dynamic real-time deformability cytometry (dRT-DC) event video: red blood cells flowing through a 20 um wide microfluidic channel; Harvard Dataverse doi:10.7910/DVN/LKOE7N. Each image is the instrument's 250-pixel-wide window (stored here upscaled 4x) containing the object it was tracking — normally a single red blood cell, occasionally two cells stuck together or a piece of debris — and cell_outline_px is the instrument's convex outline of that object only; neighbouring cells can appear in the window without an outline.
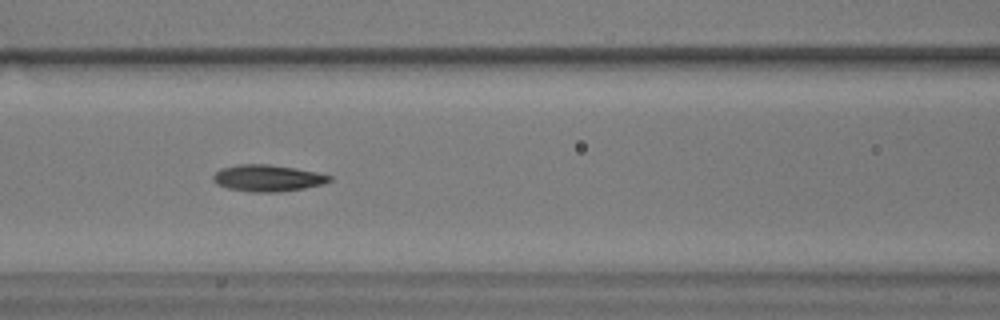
{"species": "common noctule bat (a hibernating species)", "species_latin": "Nyctalus noctula", "temperature_condition": "warm", "stored_images_in_passage": 24, "camera_frame_rate_fps": 3000, "um_per_image_px": 0.085, "animal": {"sex": "male", "body_mass_g": 17.9}, "frame": {"image": 1, "passage_image": 8, "time_ms": 2.333, "image_size_px": [1000, 320], "cell_outline_px": [[332, 180], [324, 184], [304, 188], [276, 192], [252, 192], [228, 188], [216, 184], [212, 180], [212, 176], [220, 168], [236, 164], [268, 164], [296, 168], [316, 172], [332, 176]], "centroid_in_image_um": [22.73, 15.13], "position_along_channel_um": 143.9, "area_um2": 18.15}}
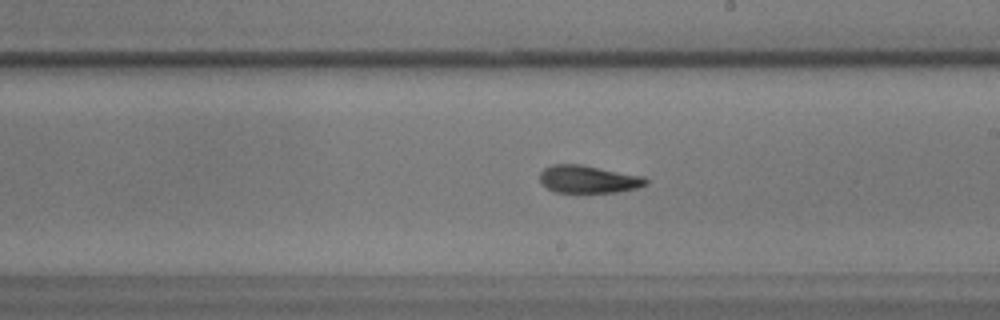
{"frame": {"image": 2, "passage_image": 16, "time_ms": 5.0, "image_size_px": [1000, 320], "cell_outline_px": [[648, 184], [636, 188], [620, 192], [556, 192], [548, 188], [540, 180], [540, 172], [544, 168], [552, 164], [580, 164], [644, 176], [648, 180]], "centroid_in_image_um": [50.03, 15.23], "position_along_channel_um": 239.0, "area_um2": 17.05}}
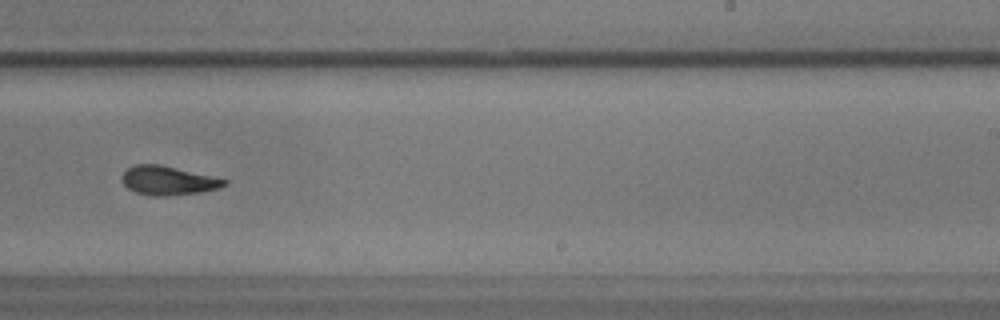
{"frame": {"image": 3, "passage_image": 19, "time_ms": 6.0, "image_size_px": [1000, 320], "cell_outline_px": [[228, 184], [220, 188], [200, 192], [168, 196], [156, 196], [136, 192], [128, 188], [120, 180], [120, 176], [132, 164], [160, 164], [228, 180]], "centroid_in_image_um": [14.27, 15.34], "position_along_channel_um": 274.7, "area_um2": 17.28}}